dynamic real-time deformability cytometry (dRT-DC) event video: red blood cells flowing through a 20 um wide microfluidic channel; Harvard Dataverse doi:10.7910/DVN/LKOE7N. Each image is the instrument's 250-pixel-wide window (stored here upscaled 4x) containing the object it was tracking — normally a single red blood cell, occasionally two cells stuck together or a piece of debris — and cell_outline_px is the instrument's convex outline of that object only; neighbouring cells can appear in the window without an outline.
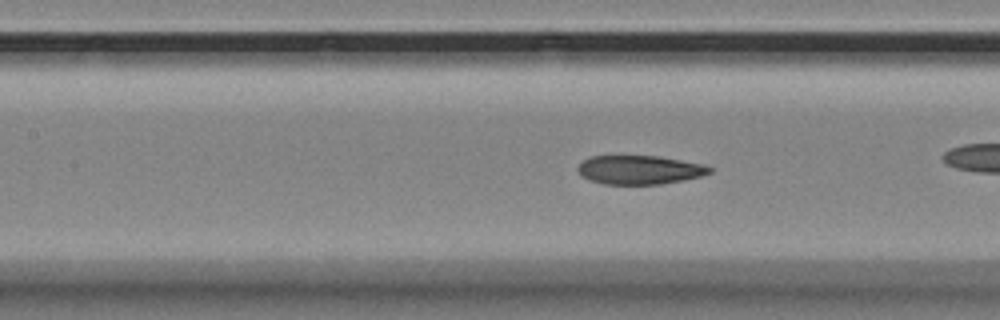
{"species": "Egyptian fruit bat (a non-hibernating species)", "species_latin": "Rousettus aegyptiacus", "temperature_condition": "room temperature", "stored_images_in_passage": 34, "camera_frame_rate_fps": 3000, "um_per_image_px": 0.085, "animal": {"sex": "female"}, "frame": {"image": 1, "passage_image": 10, "time_ms": 3.0, "image_size_px": [1000, 320], "cell_outline_px": [[712, 172], [700, 176], [660, 184], [604, 184], [580, 176], [576, 168], [584, 160], [592, 156], [660, 156], [704, 164], [712, 168]], "centroid_in_image_um": [54.35, 14.43], "position_along_channel_um": 153.0, "area_um2": 22.02}}
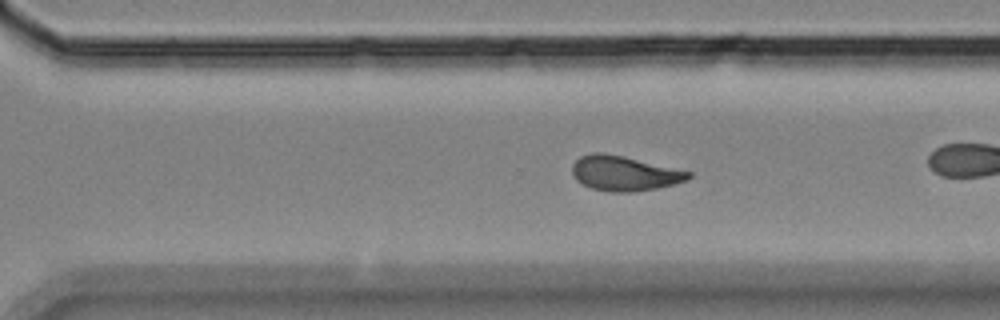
{"frame": {"image": 2, "passage_image": 24, "time_ms": 7.667, "image_size_px": [1000, 320], "cell_outline_px": [[692, 176], [688, 180], [676, 184], [656, 188], [632, 192], [612, 192], [592, 188], [576, 180], [572, 176], [572, 164], [580, 156], [592, 152], [604, 152], [624, 156], [692, 172]], "centroid_in_image_um": [53.06, 14.72], "position_along_channel_um": 317.5, "area_um2": 23.76}, "authors_computed_cell_mechanics": {"area_um2": 23.4379, "velocity_mm_per_s": 3.5366, "shape_relaxation_time_tau1_ms": 8.3134, "shape_relaxation_time_tau2_ms": 2.4306, "deformation_change_tau1": 0.178, "deformation_change_tau2": 0.0736}}